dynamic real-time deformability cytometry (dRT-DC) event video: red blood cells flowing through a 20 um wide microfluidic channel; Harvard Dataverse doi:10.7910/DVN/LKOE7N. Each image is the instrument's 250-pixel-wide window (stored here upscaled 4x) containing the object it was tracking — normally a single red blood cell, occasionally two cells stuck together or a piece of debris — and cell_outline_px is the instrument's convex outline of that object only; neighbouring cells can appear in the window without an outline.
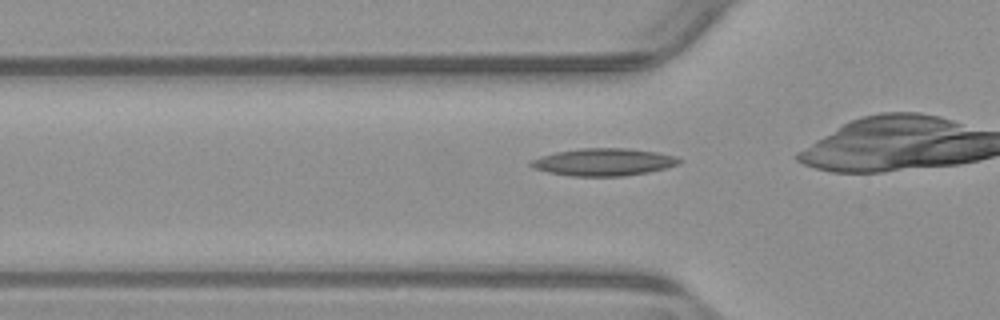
{"species": "common noctule bat (a hibernating species)", "species_latin": "Nyctalus noctula", "temperature_condition": "warm", "stored_images_in_passage": 36, "camera_frame_rate_fps": 3000, "um_per_image_px": 0.085, "animal": {"sex": "male", "body_mass_g": 23.1, "forearm_length_mm": 52.7}, "frame": {"image": 1, "passage_image": 11, "time_ms": 3.333, "image_size_px": [1000, 320], "cell_outline_px": [[684, 160], [680, 164], [648, 172], [624, 176], [572, 176], [548, 172], [532, 168], [528, 164], [532, 160], [540, 156], [556, 152], [580, 148], [628, 148], [656, 152], [676, 156]], "centroid_in_image_um": [51.31, 13.77], "position_along_channel_um": 74.5, "area_um2": 23.76}}
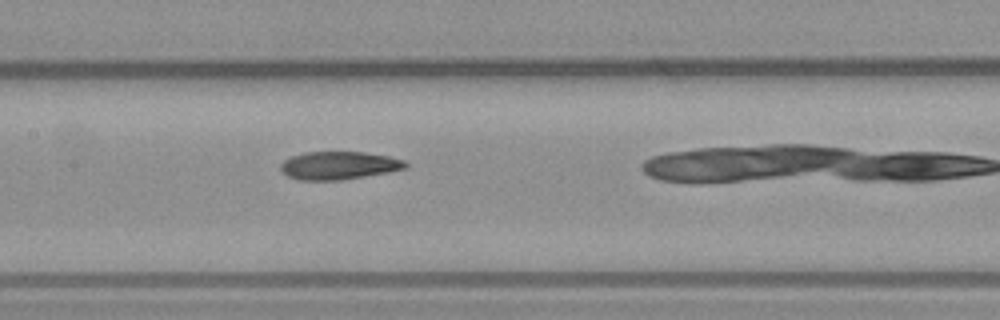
{"frame": {"image": 2, "passage_image": 19, "time_ms": 6.0, "image_size_px": [1000, 320], "cell_outline_px": [[408, 168], [388, 172], [340, 180], [300, 180], [288, 176], [280, 168], [280, 164], [284, 160], [292, 156], [304, 152], [364, 152], [388, 156], [404, 160], [408, 164]], "centroid_in_image_um": [28.81, 14.06], "position_along_channel_um": 178.6, "area_um2": 20.29}}
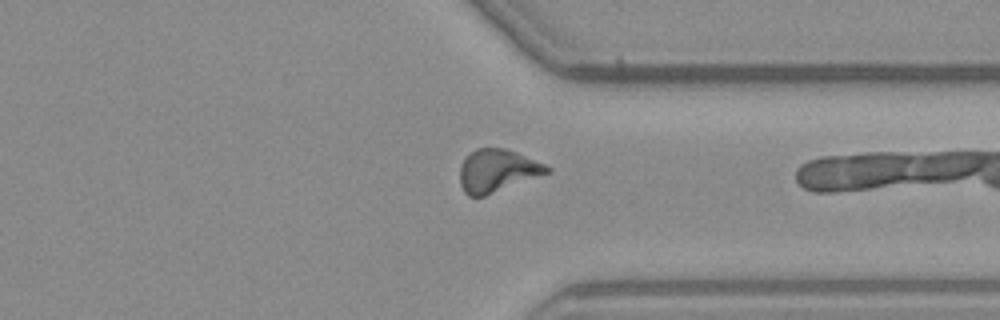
{"frame": {"image": 3, "passage_image": 34, "time_ms": 11.0, "image_size_px": [1000, 320], "cell_outline_px": [[552, 172], [484, 196], [468, 196], [464, 192], [460, 184], [460, 164], [476, 148], [504, 148], [516, 152], [544, 164], [552, 168]], "centroid_in_image_um": [42.27, 14.52], "position_along_channel_um": 369.1, "area_um2": 21.56}}